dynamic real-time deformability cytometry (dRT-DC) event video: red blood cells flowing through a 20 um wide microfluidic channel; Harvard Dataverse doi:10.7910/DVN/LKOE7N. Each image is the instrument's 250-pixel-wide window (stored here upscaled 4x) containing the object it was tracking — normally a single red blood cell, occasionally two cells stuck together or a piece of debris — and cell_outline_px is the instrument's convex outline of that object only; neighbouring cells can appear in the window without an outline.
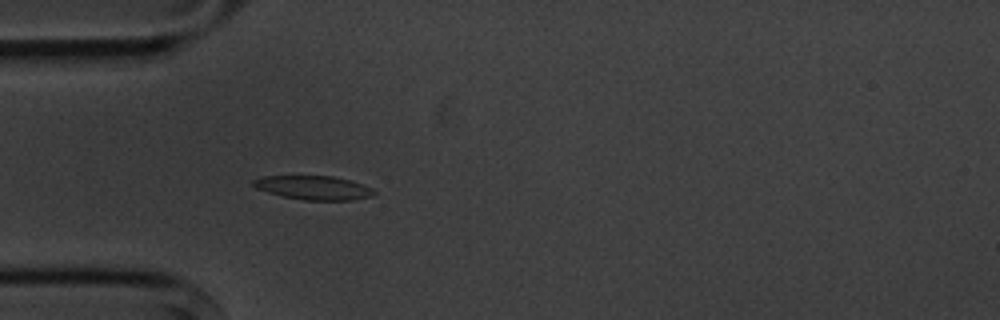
{"species": "common noctule bat (a hibernating species)", "species_latin": "Nyctalus noctula", "temperature_condition": "cold", "stored_images_in_passage": 5, "camera_frame_rate_fps": 3000, "um_per_image_px": 0.085, "animal": {"sex": "male", "body_mass_g": 20.1, "forearm_length_mm": 53.5}, "frame": {"image": 1, "passage_image": 5, "time_ms": 4.333, "image_size_px": [1000, 320], "cell_outline_px": [[376, 192], [372, 196], [352, 200], [304, 200], [284, 196], [268, 192], [256, 188], [252, 184], [252, 180], [264, 176], [332, 176], [348, 180], [372, 188]], "centroid_in_image_um": [26.64, 15.95], "position_along_channel_um": 58.4, "area_um2": 16.59}}